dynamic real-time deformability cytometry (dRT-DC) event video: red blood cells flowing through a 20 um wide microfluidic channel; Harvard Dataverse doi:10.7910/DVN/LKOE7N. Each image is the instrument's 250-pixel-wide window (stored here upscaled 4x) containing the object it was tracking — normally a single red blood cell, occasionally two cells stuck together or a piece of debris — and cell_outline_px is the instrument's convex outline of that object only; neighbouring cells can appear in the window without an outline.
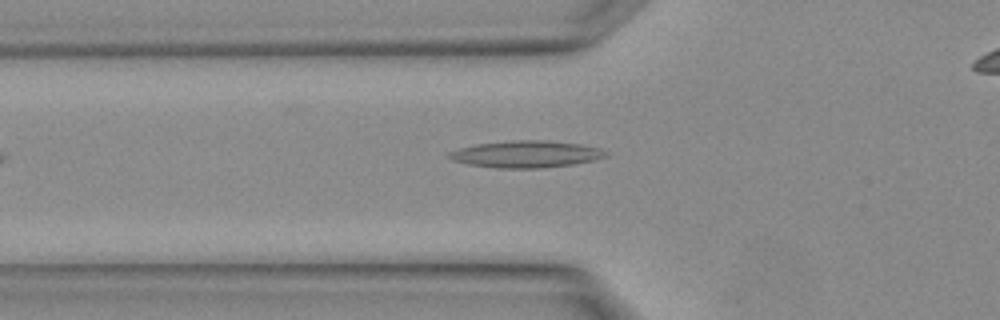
{"species": "Egyptian fruit bat (a non-hibernating species)", "species_latin": "Rousettus aegyptiacus", "temperature_condition": "warm", "stored_images_in_passage": 3, "segment_of_instrument_passage": [1, 2], "camera_frame_rate_fps": 3000, "um_per_image_px": 0.085, "animal": {"sex": "female"}, "frame": {"image": 1, "passage_image": 2, "time_ms": 0.333, "image_size_px": [1000, 320], "cell_outline_px": [[608, 156], [596, 160], [572, 164], [540, 168], [496, 168], [468, 164], [452, 160], [448, 156], [448, 152], [460, 148], [476, 144], [516, 140], [548, 140], [580, 144], [600, 148], [608, 152]], "centroid_in_image_um": [44.75, 13.1], "position_along_channel_um": 81.0, "area_um2": 24.57}}